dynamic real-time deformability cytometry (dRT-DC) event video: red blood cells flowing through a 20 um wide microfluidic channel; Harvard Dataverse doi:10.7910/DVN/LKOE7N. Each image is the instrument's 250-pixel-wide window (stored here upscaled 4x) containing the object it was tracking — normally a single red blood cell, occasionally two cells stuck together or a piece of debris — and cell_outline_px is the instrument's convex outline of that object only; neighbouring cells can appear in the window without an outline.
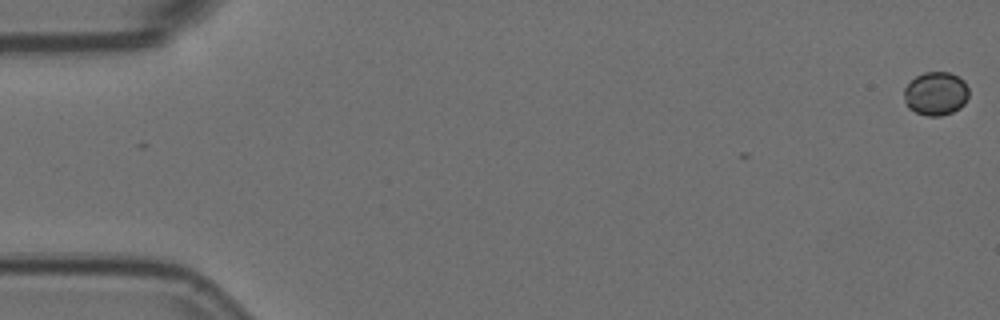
{"species": "Egyptian fruit bat (a non-hibernating species)", "species_latin": "Rousettus aegyptiacus", "temperature_condition": "room temperature", "stored_images_in_passage": 4, "camera_frame_rate_fps": 3000, "um_per_image_px": 0.085, "animal": {"sex": "female"}, "frame": {"image": 1, "passage_image": 1, "time_ms": 0.0, "image_size_px": [1000, 320], "cell_outline_px": [[968, 96], [964, 104], [960, 108], [952, 112], [940, 116], [928, 116], [916, 112], [908, 108], [904, 100], [904, 88], [916, 76], [924, 72], [948, 72], [960, 76], [964, 80], [968, 88]], "centroid_in_image_um": [79.55, 7.95], "position_along_channel_um": 5.4, "area_um2": 16.53}}